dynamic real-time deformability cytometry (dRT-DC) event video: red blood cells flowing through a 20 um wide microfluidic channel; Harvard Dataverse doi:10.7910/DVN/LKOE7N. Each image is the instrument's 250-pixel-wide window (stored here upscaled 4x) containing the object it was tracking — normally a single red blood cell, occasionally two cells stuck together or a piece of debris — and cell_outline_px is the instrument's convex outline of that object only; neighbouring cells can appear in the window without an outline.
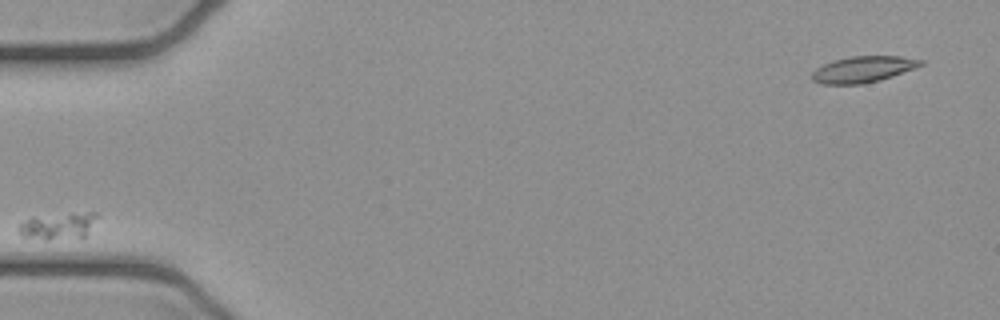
{"species": "common noctule bat (a hibernating species)", "species_latin": "Nyctalus noctula", "temperature_condition": "cold", "stored_images_in_passage": 6, "camera_frame_rate_fps": 3000, "um_per_image_px": 0.085, "animal": {"sex": "female", "body_mass_g": 21.9}, "frame": {"image": 1, "passage_image": 1, "time_ms": 0.0, "image_size_px": [1000, 320], "cell_outline_px": [[96, 216], [84, 240], [44, 240], [20, 236], [16, 228], [16, 224], [32, 216], [72, 212], [96, 212]], "centroid_in_image_um": [4.88, 19.23], "position_along_channel_um": 80.1, "area_um2": 13.06}}
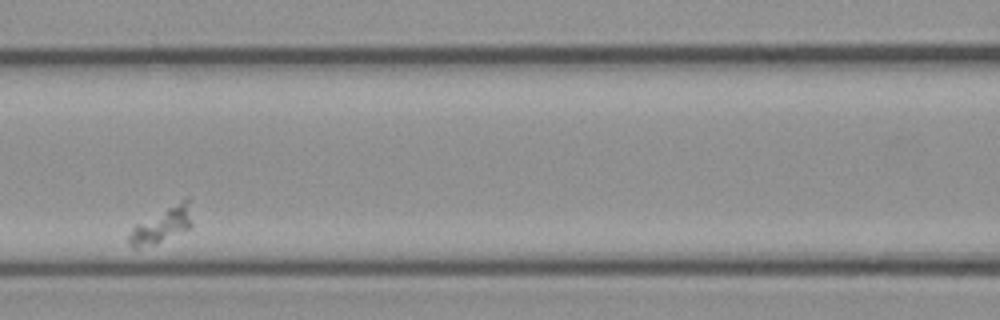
{"frame": {"image": 2, "passage_image": 3, "time_ms": 0.667, "image_size_px": [1000, 320], "cell_outline_px": [[192, 224], [188, 228], [156, 244], [136, 248], [132, 248], [128, 244], [128, 236], [132, 228], [136, 224], [188, 196]], "centroid_in_image_um": [13.73, 19.14], "position_along_channel_um": 152.9, "area_um2": 12.72}}
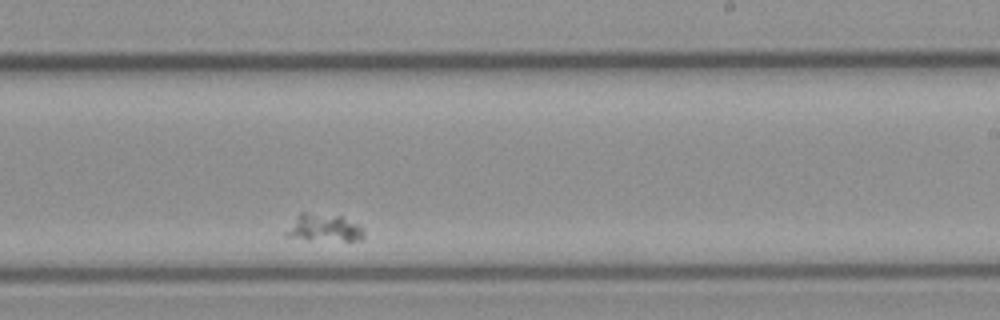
{"frame": {"image": 3, "passage_image": 6, "time_ms": 1.667, "image_size_px": [1000, 320], "cell_outline_px": [[364, 236], [360, 240], [344, 240], [284, 236], [284, 232], [300, 212], [304, 212], [340, 216], [360, 224], [364, 228]], "centroid_in_image_um": [27.58, 19.33], "position_along_channel_um": 261.4, "area_um2": 12.02}}